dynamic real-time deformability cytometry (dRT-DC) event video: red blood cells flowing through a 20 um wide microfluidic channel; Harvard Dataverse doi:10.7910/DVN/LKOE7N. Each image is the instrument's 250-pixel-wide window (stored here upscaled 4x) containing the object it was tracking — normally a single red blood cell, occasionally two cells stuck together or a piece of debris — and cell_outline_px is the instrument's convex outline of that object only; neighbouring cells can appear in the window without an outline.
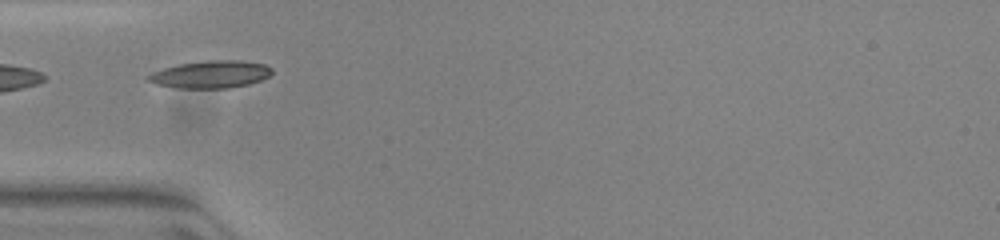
{"species": "common noctule bat (a hibernating species)", "species_latin": "Nyctalus noctula", "temperature_condition": "warm", "stored_images_in_passage": 37, "camera_frame_rate_fps": 3000, "um_per_image_px": 0.085, "animal": {"sex": "female", "body_mass_g": 23.0, "forearm_length_mm": 53.4}, "frame": {"image": 1, "passage_image": 1, "time_ms": 0.0, "image_size_px": [1000, 240], "cell_outline_px": [[272, 72], [268, 76], [260, 80], [248, 84], [228, 88], [176, 88], [156, 84], [148, 80], [148, 76], [152, 72], [164, 68], [180, 64], [208, 60], [240, 60], [264, 64], [272, 68]], "centroid_in_image_um": [17.91, 6.32], "position_along_channel_um": 67.1, "area_um2": 19.59}}
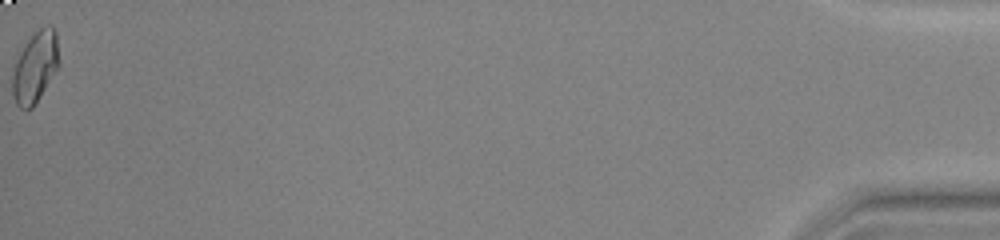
{"frame": {"image": 2, "passage_image": 37, "time_ms": 12.0, "image_size_px": [1000, 240], "cell_outline_px": [[60, 64], [40, 96], [32, 108], [20, 108], [16, 104], [12, 92], [12, 76], [20, 52], [28, 40], [40, 28], [48, 24], [52, 24], [56, 32]], "centroid_in_image_um": [3.01, 5.68], "position_along_channel_um": 432.2, "area_um2": 19.02}, "authors_computed_cell_mechanics": {"area_um2": 18.2648, "velocity_mm_per_s": 3.9166, "shape_relaxation_time_tau1_ms": 5.6097, "shape_relaxation_time_tau2_ms": 6.9875, "deformation_change_tau1": 0.1544, "deformation_change_tau2": 0.1059}}